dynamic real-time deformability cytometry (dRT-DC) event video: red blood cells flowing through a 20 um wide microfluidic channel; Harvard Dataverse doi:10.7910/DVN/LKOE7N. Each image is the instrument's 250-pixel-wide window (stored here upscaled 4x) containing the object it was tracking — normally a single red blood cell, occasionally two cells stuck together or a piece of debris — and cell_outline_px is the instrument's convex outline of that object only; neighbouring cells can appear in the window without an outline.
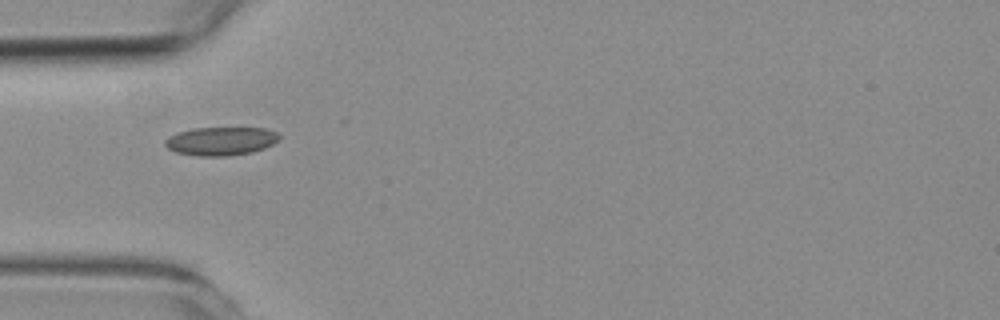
{"species": "common noctule bat (a hibernating species)", "species_latin": "Nyctalus noctula", "temperature_condition": "room temperature", "stored_images_in_passage": 32, "camera_frame_rate_fps": 3000, "um_per_image_px": 0.085, "animal": {"sex": "female", "body_mass_g": 19.3, "forearm_length_mm": 54.1}, "frame": {"image": 1, "passage_image": 1, "time_ms": 0.0, "image_size_px": [1000, 320], "cell_outline_px": [[280, 140], [264, 148], [252, 152], [228, 156], [200, 156], [176, 152], [168, 148], [164, 144], [164, 140], [168, 136], [176, 132], [196, 128], [268, 128], [276, 132], [280, 136]], "centroid_in_image_um": [18.78, 11.99], "position_along_channel_um": 66.2, "area_um2": 19.02}}
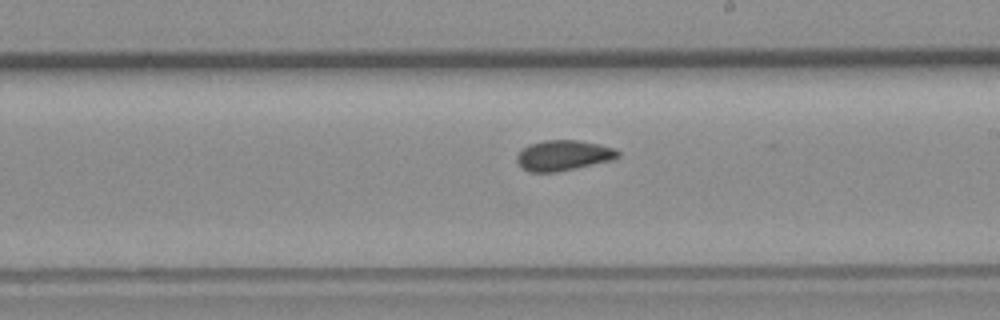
{"frame": {"image": 2, "passage_image": 15, "time_ms": 4.667, "image_size_px": [1000, 320], "cell_outline_px": [[620, 156], [612, 160], [576, 168], [556, 172], [528, 172], [516, 160], [516, 156], [528, 144], [544, 140], [576, 140], [600, 144], [616, 148], [620, 152]], "centroid_in_image_um": [47.91, 13.2], "position_along_channel_um": 241.1, "area_um2": 17.92}}
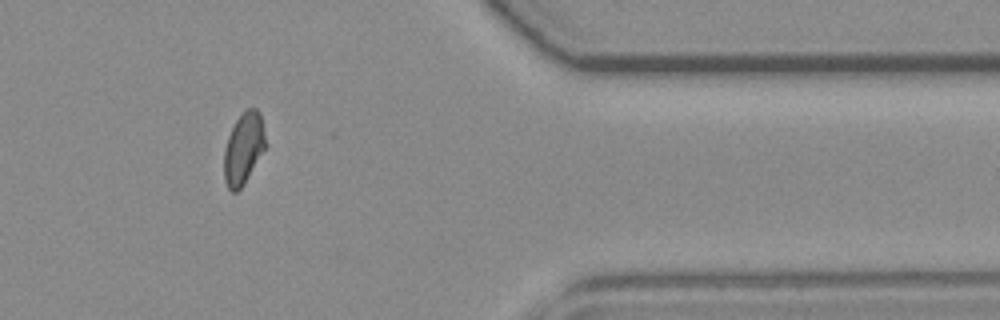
{"frame": {"image": 3, "passage_image": 29, "time_ms": 9.333, "image_size_px": [1000, 320], "cell_outline_px": [[268, 144], [244, 184], [236, 192], [232, 192], [228, 188], [224, 180], [224, 152], [228, 136], [236, 120], [244, 108], [256, 108], [260, 112]], "centroid_in_image_um": [20.73, 12.59], "position_along_channel_um": 390.7, "area_um2": 17.57}, "authors_computed_cell_mechanics": {"area_um2": 17.918, "velocity_mm_per_s": 3.745, "shape_relaxation_time_tau1_ms": null, "shape_relaxation_time_tau2_ms": 2.7901, "deformation_change_tau1": null, "deformation_change_tau2": 0.0691}}